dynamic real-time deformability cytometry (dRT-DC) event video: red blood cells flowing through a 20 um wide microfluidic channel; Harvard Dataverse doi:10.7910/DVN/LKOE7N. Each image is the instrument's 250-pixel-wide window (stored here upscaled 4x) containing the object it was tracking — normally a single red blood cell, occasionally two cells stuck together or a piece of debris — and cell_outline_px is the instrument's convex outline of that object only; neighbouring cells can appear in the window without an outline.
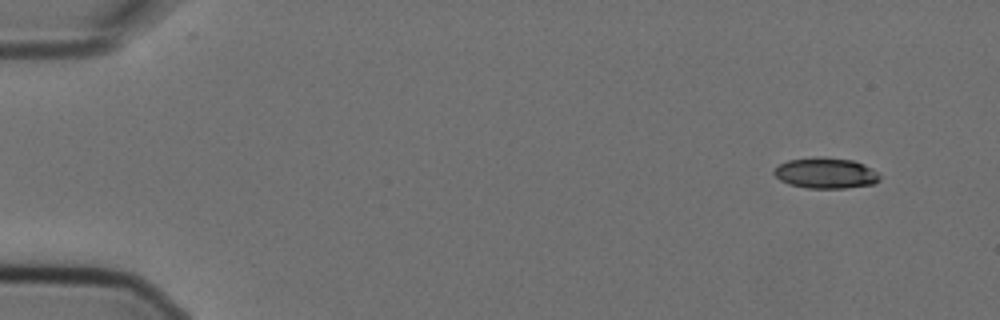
{"species": "Egyptian fruit bat (a non-hibernating species)", "species_latin": "Rousettus aegyptiacus", "temperature_condition": "cold", "stored_images_in_passage": 6, "camera_frame_rate_fps": 3000, "um_per_image_px": 0.085, "animal": {"sex": "female"}, "frame": {"image": 1, "passage_image": 1, "time_ms": 0.0, "image_size_px": [1000, 320], "cell_outline_px": [[880, 180], [876, 184], [844, 188], [808, 188], [788, 184], [780, 180], [772, 172], [780, 164], [788, 160], [820, 156], [852, 160], [864, 164], [872, 168], [880, 176]], "centroid_in_image_um": [70.2, 14.71], "position_along_channel_um": 14.8, "area_um2": 19.02}}
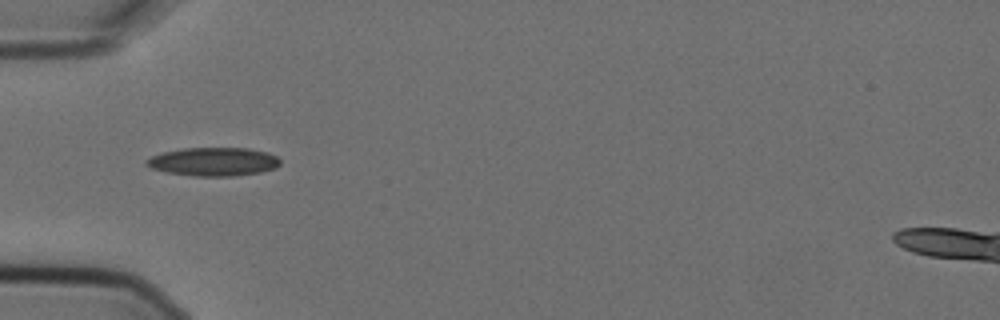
{"frame": {"image": 2, "passage_image": 5, "time_ms": 1.333, "image_size_px": [1000, 320], "cell_outline_px": [[280, 164], [276, 168], [260, 172], [232, 176], [196, 176], [168, 172], [152, 168], [144, 164], [144, 160], [152, 156], [164, 152], [184, 148], [248, 148], [268, 152], [276, 156], [280, 160]], "centroid_in_image_um": [18.16, 13.74], "position_along_channel_um": 66.8, "area_um2": 22.14}}
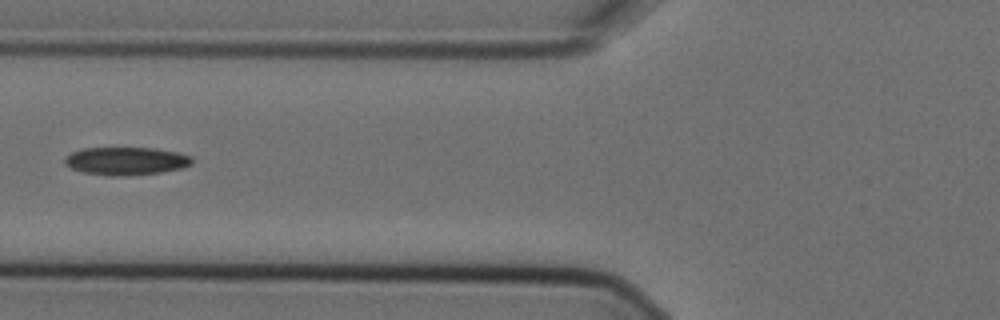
{"frame": {"image": 3, "passage_image": 6, "time_ms": 1.667, "image_size_px": [1000, 320], "cell_outline_px": [[192, 164], [180, 168], [160, 172], [124, 176], [108, 176], [84, 172], [72, 168], [64, 164], [64, 160], [72, 152], [84, 148], [156, 148], [176, 152], [192, 156]], "centroid_in_image_um": [10.72, 13.68], "position_along_channel_um": 115.1, "area_um2": 20.58}}